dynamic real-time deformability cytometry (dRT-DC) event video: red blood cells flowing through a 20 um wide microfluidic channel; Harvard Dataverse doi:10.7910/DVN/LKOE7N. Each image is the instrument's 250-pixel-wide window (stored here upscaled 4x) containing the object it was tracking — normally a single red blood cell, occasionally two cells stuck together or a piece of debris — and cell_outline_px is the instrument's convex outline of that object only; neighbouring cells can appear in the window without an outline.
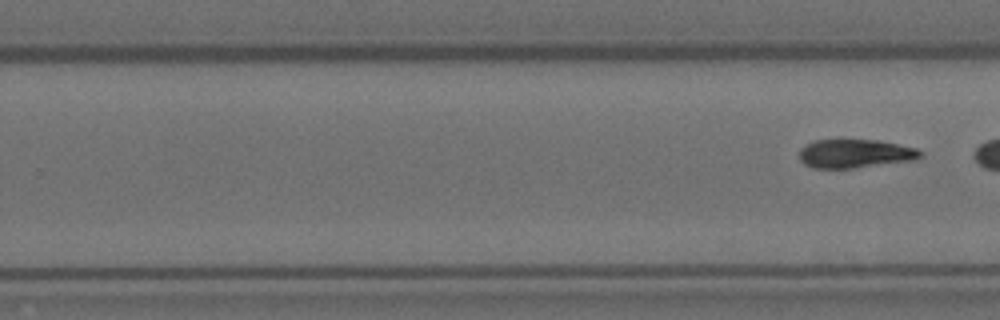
{"species": "Egyptian fruit bat (a non-hibernating species)", "species_latin": "Rousettus aegyptiacus", "temperature_condition": "room temperature", "stored_images_in_passage": 11, "segment_of_instrument_passage": [2, 2], "camera_frame_rate_fps": 3000, "um_per_image_px": 0.085, "animal": {"sex": "female"}, "frame": {"image": 1, "passage_image": 11, "time_ms": 3.333, "image_size_px": [1000, 320], "cell_outline_px": [[920, 156], [912, 160], [852, 168], [812, 168], [804, 164], [800, 160], [800, 148], [816, 140], [876, 140], [916, 148], [920, 152]], "centroid_in_image_um": [72.62, 13.06], "position_along_channel_um": 257.2, "area_um2": 19.77}}